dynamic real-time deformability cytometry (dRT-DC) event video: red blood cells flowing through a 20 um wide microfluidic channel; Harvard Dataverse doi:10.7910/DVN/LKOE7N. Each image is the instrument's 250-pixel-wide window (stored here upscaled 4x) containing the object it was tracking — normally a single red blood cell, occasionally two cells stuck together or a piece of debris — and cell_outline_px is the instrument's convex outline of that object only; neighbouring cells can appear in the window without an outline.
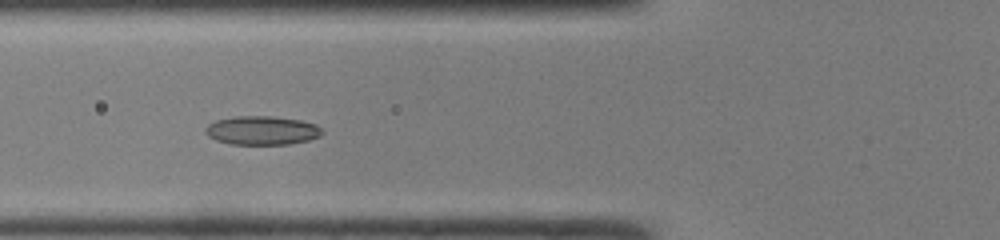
{"species": "common noctule bat (a hibernating species)", "species_latin": "Nyctalus noctula", "temperature_condition": "room temperature", "stored_images_in_passage": 41, "camera_frame_rate_fps": 3000, "um_per_image_px": 0.085, "animal": {"sex": "male", "body_mass_g": 19.0, "forearm_length_mm": 50.8}, "frame": {"image": 1, "passage_image": 11, "time_ms": 3.333, "image_size_px": [1000, 240], "cell_outline_px": [[324, 132], [320, 136], [308, 140], [288, 144], [232, 144], [216, 140], [208, 136], [204, 132], [204, 128], [208, 124], [216, 120], [232, 116], [272, 116], [300, 120], [316, 124]], "centroid_in_image_um": [22.24, 11.08], "position_along_channel_um": 103.6, "area_um2": 19.65}}
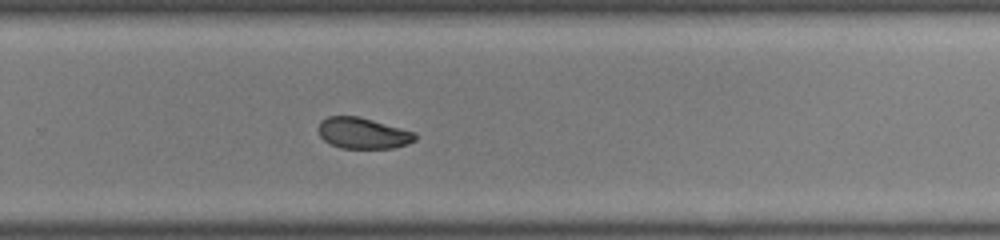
{"frame": {"image": 2, "passage_image": 25, "time_ms": 8.0, "image_size_px": [1000, 240], "cell_outline_px": [[416, 140], [408, 144], [396, 148], [340, 148], [324, 140], [320, 136], [320, 120], [328, 116], [360, 116], [416, 132]], "centroid_in_image_um": [30.89, 11.32], "position_along_channel_um": 298.9, "area_um2": 17.57}}
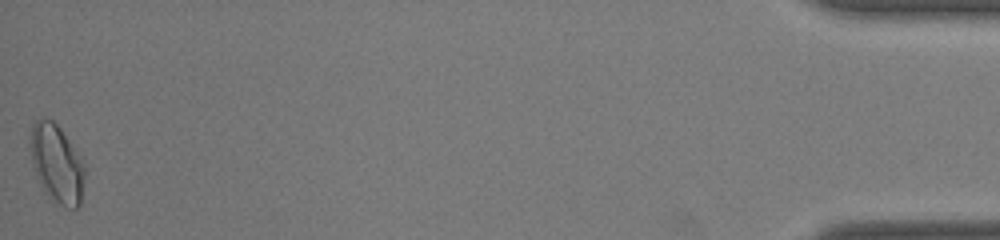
{"frame": {"image": 3, "passage_image": 41, "time_ms": 13.333, "image_size_px": [1000, 240], "cell_outline_px": [[84, 176], [80, 204], [76, 208], [68, 208], [60, 204], [44, 192], [36, 176], [32, 164], [28, 144], [28, 140], [32, 120], [44, 116], [52, 120], [60, 128], [84, 160]], "centroid_in_image_um": [4.77, 13.83], "position_along_channel_um": 430.4, "area_um2": 25.32}, "authors_computed_cell_mechanics": {"area_um2": 19.1318, "velocity_mm_per_s": 4.1925, "shape_relaxation_time_tau1_ms": 4.8414, "shape_relaxation_time_tau2_ms": 2.6192, "deformation_change_tau1": 0.1138, "deformation_change_tau2": 0.068}}